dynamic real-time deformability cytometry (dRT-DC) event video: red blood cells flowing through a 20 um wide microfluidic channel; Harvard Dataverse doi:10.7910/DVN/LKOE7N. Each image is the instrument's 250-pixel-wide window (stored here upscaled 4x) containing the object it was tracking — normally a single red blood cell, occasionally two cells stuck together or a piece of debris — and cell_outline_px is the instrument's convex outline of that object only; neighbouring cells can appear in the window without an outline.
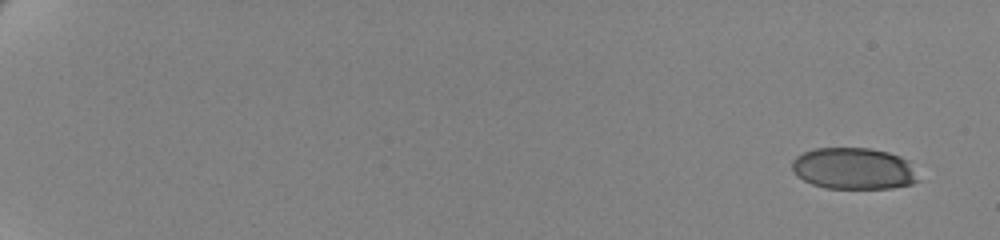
{"species": "human", "species_latin": "Homo sapiens", "temperature_condition": "cold", "stored_images_in_passage": 59, "camera_frame_rate_fps": 3000, "um_per_image_px": 0.085, "donor": {"sex": "female"}, "frame": {"image": 1, "passage_image": 1, "time_ms": 0.0, "image_size_px": [1000, 240], "cell_outline_px": [[916, 180], [912, 184], [892, 188], [824, 188], [812, 184], [796, 176], [792, 168], [792, 160], [796, 156], [804, 152], [816, 148], [868, 148], [888, 152], [900, 156], [908, 160]], "centroid_in_image_um": [72.5, 14.32], "position_along_channel_um": 12.5, "area_um2": 30.35}}
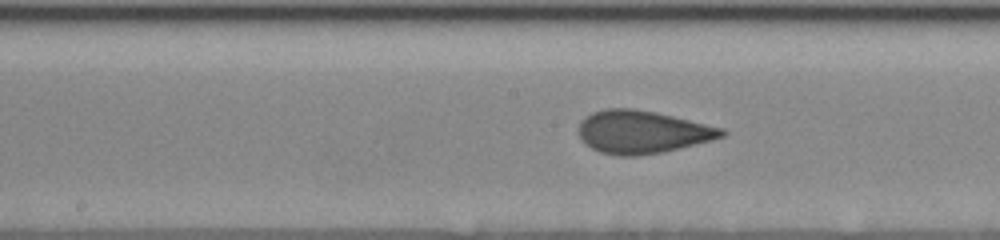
{"frame": {"image": 2, "passage_image": 34, "time_ms": 11.0, "image_size_px": [1000, 240], "cell_outline_px": [[728, 132], [724, 136], [712, 140], [664, 152], [636, 156], [620, 156], [600, 152], [584, 144], [580, 140], [576, 132], [580, 120], [592, 112], [604, 108], [632, 108], [656, 112], [724, 128]], "centroid_in_image_um": [54.55, 11.22], "position_along_channel_um": 193.7, "area_um2": 36.18}}
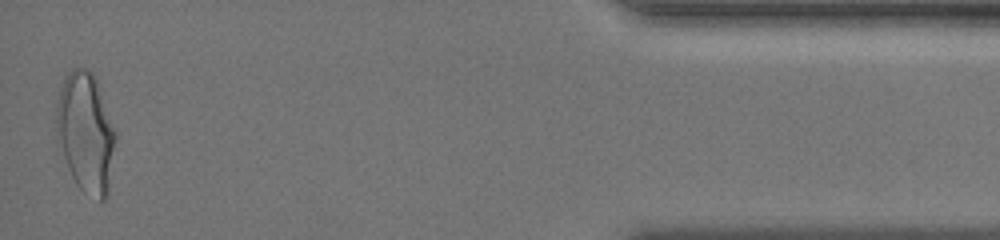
{"frame": {"image": 3, "passage_image": 59, "time_ms": 19.333, "image_size_px": [1000, 240], "cell_outline_px": [[116, 136], [108, 196], [104, 200], [100, 200], [84, 192], [76, 184], [68, 168], [64, 156], [60, 140], [56, 120], [56, 100], [64, 76], [72, 68], [84, 68], [92, 72], [96, 80], [116, 128]], "centroid_in_image_um": [7.31, 11.24], "position_along_channel_um": 427.9, "area_um2": 41.1}, "authors_computed_cell_mechanics": {"area_um2": 35.1424, "velocity_mm_per_s": 3.4955, "shape_relaxation_time_tau1_ms": 9.2445, "shape_relaxation_time_tau2_ms": 0.6806, "deformation_change_tau1": 0.2273, "deformation_change_tau2": 0.074}}